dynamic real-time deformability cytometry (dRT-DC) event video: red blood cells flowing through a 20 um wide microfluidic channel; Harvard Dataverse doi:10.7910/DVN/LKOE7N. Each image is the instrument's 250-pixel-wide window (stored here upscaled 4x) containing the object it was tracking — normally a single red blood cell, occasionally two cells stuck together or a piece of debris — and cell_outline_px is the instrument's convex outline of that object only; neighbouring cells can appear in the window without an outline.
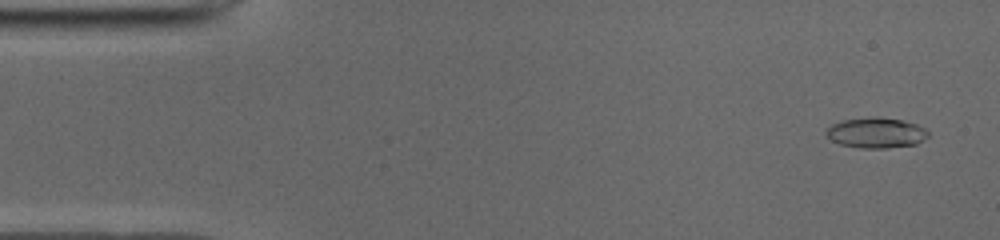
{"species": "common noctule bat (a hibernating species)", "species_latin": "Nyctalus noctula", "temperature_condition": "cold", "stored_images_in_passage": 51, "camera_frame_rate_fps": 3000, "um_per_image_px": 0.085, "animal": {"sex": "male", "body_mass_g": 19.0, "forearm_length_mm": 50.8}, "frame": {"image": 1, "passage_image": 3, "time_ms": 0.667, "image_size_px": [1000, 240], "cell_outline_px": [[928, 136], [924, 140], [916, 144], [888, 148], [860, 148], [840, 144], [824, 136], [824, 132], [832, 124], [844, 120], [876, 116], [900, 120], [916, 124], [924, 128], [928, 132]], "centroid_in_image_um": [74.45, 11.29], "position_along_channel_um": 10.6, "area_um2": 18.09}}
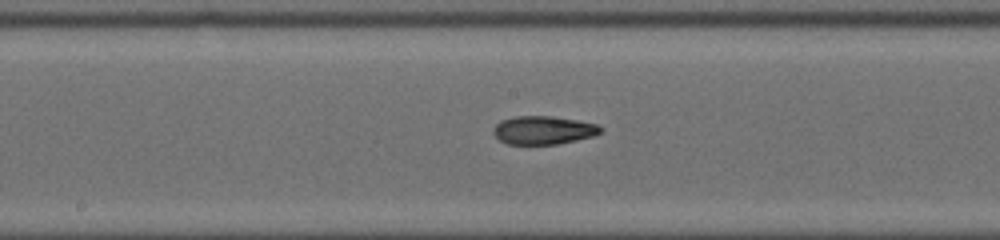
{"frame": {"image": 2, "passage_image": 26, "time_ms": 8.333, "image_size_px": [1000, 240], "cell_outline_px": [[604, 128], [596, 136], [560, 144], [508, 144], [500, 140], [492, 132], [492, 128], [500, 120], [516, 116], [548, 116], [576, 120], [596, 124]], "centroid_in_image_um": [46.19, 11.07], "position_along_channel_um": 202.0, "area_um2": 17.8}}
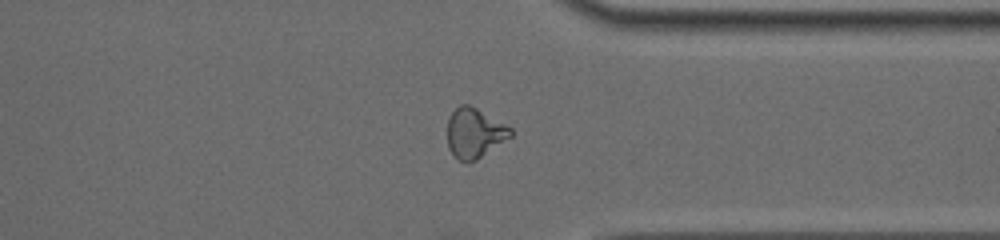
{"frame": {"image": 3, "passage_image": 39, "time_ms": 12.667, "image_size_px": [1000, 240], "cell_outline_px": [[512, 136], [476, 160], [460, 160], [448, 148], [448, 116], [460, 104], [468, 104], [476, 108], [512, 128]], "centroid_in_image_um": [40.33, 11.28], "position_along_channel_um": 371.1, "area_um2": 17.98}, "authors_computed_cell_mechanics": {"area_um2": 18.1492, "velocity_mm_per_s": 3.9668, "shape_relaxation_time_tau1_ms": 8.0023, "shape_relaxation_time_tau2_ms": 5.6547, "deformation_change_tau1": 0.2441, "deformation_change_tau2": 0.1132}}